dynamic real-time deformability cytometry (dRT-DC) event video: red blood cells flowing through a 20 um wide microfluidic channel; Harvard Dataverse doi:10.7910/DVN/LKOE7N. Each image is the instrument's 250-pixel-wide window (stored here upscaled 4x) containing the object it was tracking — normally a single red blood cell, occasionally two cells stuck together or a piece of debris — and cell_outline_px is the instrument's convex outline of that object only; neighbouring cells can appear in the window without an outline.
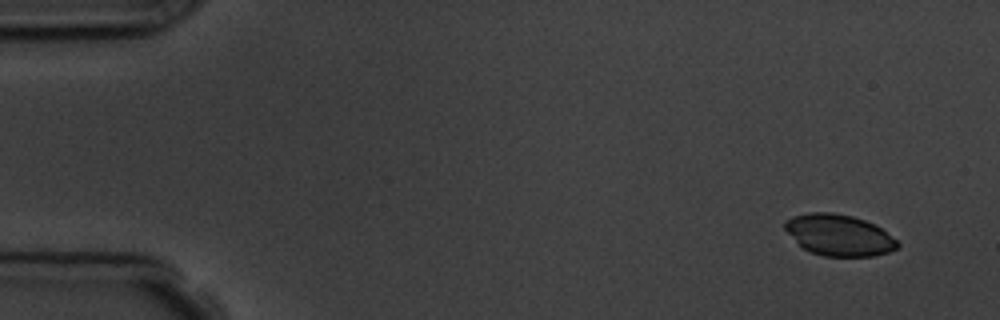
{"species": "common noctule bat (a hibernating species)", "species_latin": "Nyctalus noctula", "temperature_condition": "room temperature", "stored_images_in_passage": 4, "camera_frame_rate_fps": 3000, "um_per_image_px": 0.085, "animal": {"sex": "male", "body_mass_g": 19.5, "forearm_length_mm": 54.6}, "frame": {"image": 1, "passage_image": 1, "time_ms": 0.0, "image_size_px": [1000, 320], "cell_outline_px": [[900, 244], [896, 248], [888, 252], [872, 256], [824, 256], [808, 252], [784, 228], [784, 220], [792, 216], [808, 212], [832, 212], [852, 216], [864, 220], [880, 228], [896, 240]], "centroid_in_image_um": [71.28, 19.97], "position_along_channel_um": 13.7, "area_um2": 26.82}}